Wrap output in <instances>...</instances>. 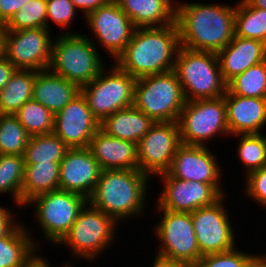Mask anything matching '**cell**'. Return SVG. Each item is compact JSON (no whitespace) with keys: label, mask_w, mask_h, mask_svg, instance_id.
<instances>
[{"label":"cell","mask_w":266,"mask_h":267,"mask_svg":"<svg viewBox=\"0 0 266 267\" xmlns=\"http://www.w3.org/2000/svg\"><path fill=\"white\" fill-rule=\"evenodd\" d=\"M179 1H176L175 22L179 29L180 46L217 53L232 41L236 2L231 5L215 1L213 4L211 1Z\"/></svg>","instance_id":"obj_1"},{"label":"cell","mask_w":266,"mask_h":267,"mask_svg":"<svg viewBox=\"0 0 266 267\" xmlns=\"http://www.w3.org/2000/svg\"><path fill=\"white\" fill-rule=\"evenodd\" d=\"M152 181L154 179L140 170H102L87 200L94 208L113 217L123 226L122 223L126 224V220L129 221L132 218L139 220L146 216L147 200H151V198L148 199L150 197L148 191L151 192L153 188L150 187Z\"/></svg>","instance_id":"obj_2"},{"label":"cell","mask_w":266,"mask_h":267,"mask_svg":"<svg viewBox=\"0 0 266 267\" xmlns=\"http://www.w3.org/2000/svg\"><path fill=\"white\" fill-rule=\"evenodd\" d=\"M180 48L176 24L136 28L132 39L114 63L135 79L174 70Z\"/></svg>","instance_id":"obj_3"},{"label":"cell","mask_w":266,"mask_h":267,"mask_svg":"<svg viewBox=\"0 0 266 267\" xmlns=\"http://www.w3.org/2000/svg\"><path fill=\"white\" fill-rule=\"evenodd\" d=\"M120 224L111 216H108L99 209L94 208L88 202L80 210L77 219L55 245L57 248L66 246L69 257L73 259L86 260L92 265L99 261L102 254H107V249L114 246L117 241V229ZM111 245V247H109ZM106 250V251H105Z\"/></svg>","instance_id":"obj_4"},{"label":"cell","mask_w":266,"mask_h":267,"mask_svg":"<svg viewBox=\"0 0 266 267\" xmlns=\"http://www.w3.org/2000/svg\"><path fill=\"white\" fill-rule=\"evenodd\" d=\"M83 33L58 34L52 41L48 70L78 85L92 82L106 67L102 52Z\"/></svg>","instance_id":"obj_5"},{"label":"cell","mask_w":266,"mask_h":267,"mask_svg":"<svg viewBox=\"0 0 266 267\" xmlns=\"http://www.w3.org/2000/svg\"><path fill=\"white\" fill-rule=\"evenodd\" d=\"M87 202L88 200L84 196L61 189L40 194L29 201L24 209L30 208L29 206L33 207L31 213L35 214L32 218H36L37 232L41 230L43 233L40 238L33 236V233L30 232L35 246L39 248L42 243L44 245L48 243L49 246L53 243L52 245L55 247L69 231ZM41 239H43L42 243Z\"/></svg>","instance_id":"obj_6"},{"label":"cell","mask_w":266,"mask_h":267,"mask_svg":"<svg viewBox=\"0 0 266 267\" xmlns=\"http://www.w3.org/2000/svg\"><path fill=\"white\" fill-rule=\"evenodd\" d=\"M174 71L186 101L220 98L226 93L217 54L180 46Z\"/></svg>","instance_id":"obj_7"},{"label":"cell","mask_w":266,"mask_h":267,"mask_svg":"<svg viewBox=\"0 0 266 267\" xmlns=\"http://www.w3.org/2000/svg\"><path fill=\"white\" fill-rule=\"evenodd\" d=\"M185 103L174 70L136 79L134 106L155 122H177Z\"/></svg>","instance_id":"obj_8"},{"label":"cell","mask_w":266,"mask_h":267,"mask_svg":"<svg viewBox=\"0 0 266 267\" xmlns=\"http://www.w3.org/2000/svg\"><path fill=\"white\" fill-rule=\"evenodd\" d=\"M177 122L183 144L208 146L217 136H230L224 96L186 101Z\"/></svg>","instance_id":"obj_9"},{"label":"cell","mask_w":266,"mask_h":267,"mask_svg":"<svg viewBox=\"0 0 266 267\" xmlns=\"http://www.w3.org/2000/svg\"><path fill=\"white\" fill-rule=\"evenodd\" d=\"M109 65L92 82L81 87L93 116L99 122L134 105L136 79L114 62Z\"/></svg>","instance_id":"obj_10"},{"label":"cell","mask_w":266,"mask_h":267,"mask_svg":"<svg viewBox=\"0 0 266 267\" xmlns=\"http://www.w3.org/2000/svg\"><path fill=\"white\" fill-rule=\"evenodd\" d=\"M154 211L159 215V221L153 224L151 232L160 242L154 256L197 264L203 255L197 244L191 213Z\"/></svg>","instance_id":"obj_11"},{"label":"cell","mask_w":266,"mask_h":267,"mask_svg":"<svg viewBox=\"0 0 266 267\" xmlns=\"http://www.w3.org/2000/svg\"><path fill=\"white\" fill-rule=\"evenodd\" d=\"M227 198L228 196L223 195L214 204L191 213L197 244L202 255L225 252L239 246L236 240L240 242L241 239H237V229L233 227L235 223L231 222L233 218L226 206V200H229Z\"/></svg>","instance_id":"obj_12"},{"label":"cell","mask_w":266,"mask_h":267,"mask_svg":"<svg viewBox=\"0 0 266 267\" xmlns=\"http://www.w3.org/2000/svg\"><path fill=\"white\" fill-rule=\"evenodd\" d=\"M84 19V24L88 25L87 29L93 35L90 33L89 36L85 32L84 34L95 44L97 49L100 47L104 52H108L106 55L108 54L112 60L109 62H114L124 51L136 30L132 21L114 0L90 12Z\"/></svg>","instance_id":"obj_13"},{"label":"cell","mask_w":266,"mask_h":267,"mask_svg":"<svg viewBox=\"0 0 266 267\" xmlns=\"http://www.w3.org/2000/svg\"><path fill=\"white\" fill-rule=\"evenodd\" d=\"M181 144L178 122H155L137 144L139 170L152 179L166 173Z\"/></svg>","instance_id":"obj_14"},{"label":"cell","mask_w":266,"mask_h":267,"mask_svg":"<svg viewBox=\"0 0 266 267\" xmlns=\"http://www.w3.org/2000/svg\"><path fill=\"white\" fill-rule=\"evenodd\" d=\"M47 28L6 31L4 56L16 69L48 70L52 37Z\"/></svg>","instance_id":"obj_15"},{"label":"cell","mask_w":266,"mask_h":267,"mask_svg":"<svg viewBox=\"0 0 266 267\" xmlns=\"http://www.w3.org/2000/svg\"><path fill=\"white\" fill-rule=\"evenodd\" d=\"M210 149L208 146L182 143L176 150L167 173L180 180L211 184L222 196L228 195L222 184L223 166L217 161V154Z\"/></svg>","instance_id":"obj_16"},{"label":"cell","mask_w":266,"mask_h":267,"mask_svg":"<svg viewBox=\"0 0 266 267\" xmlns=\"http://www.w3.org/2000/svg\"><path fill=\"white\" fill-rule=\"evenodd\" d=\"M156 177L159 179L158 183H163V190L156 194L153 206H156L155 209L192 213L201 207L214 204L222 197L211 184L180 180L171 177L167 172Z\"/></svg>","instance_id":"obj_17"},{"label":"cell","mask_w":266,"mask_h":267,"mask_svg":"<svg viewBox=\"0 0 266 267\" xmlns=\"http://www.w3.org/2000/svg\"><path fill=\"white\" fill-rule=\"evenodd\" d=\"M99 126L100 122L93 116L80 91L54 115L53 133L69 148L88 147Z\"/></svg>","instance_id":"obj_18"},{"label":"cell","mask_w":266,"mask_h":267,"mask_svg":"<svg viewBox=\"0 0 266 267\" xmlns=\"http://www.w3.org/2000/svg\"><path fill=\"white\" fill-rule=\"evenodd\" d=\"M101 171L88 147L69 148L60 162L59 189L80 194L88 199Z\"/></svg>","instance_id":"obj_19"},{"label":"cell","mask_w":266,"mask_h":267,"mask_svg":"<svg viewBox=\"0 0 266 267\" xmlns=\"http://www.w3.org/2000/svg\"><path fill=\"white\" fill-rule=\"evenodd\" d=\"M230 137L238 134H260L266 129V99L224 95ZM263 130V131H262Z\"/></svg>","instance_id":"obj_20"},{"label":"cell","mask_w":266,"mask_h":267,"mask_svg":"<svg viewBox=\"0 0 266 267\" xmlns=\"http://www.w3.org/2000/svg\"><path fill=\"white\" fill-rule=\"evenodd\" d=\"M216 54L221 75L227 84L251 66L266 60V43L234 36L232 41Z\"/></svg>","instance_id":"obj_21"},{"label":"cell","mask_w":266,"mask_h":267,"mask_svg":"<svg viewBox=\"0 0 266 267\" xmlns=\"http://www.w3.org/2000/svg\"><path fill=\"white\" fill-rule=\"evenodd\" d=\"M88 148L102 170H139L137 144L131 141L112 137L99 128Z\"/></svg>","instance_id":"obj_22"},{"label":"cell","mask_w":266,"mask_h":267,"mask_svg":"<svg viewBox=\"0 0 266 267\" xmlns=\"http://www.w3.org/2000/svg\"><path fill=\"white\" fill-rule=\"evenodd\" d=\"M136 28L175 23L177 0H114Z\"/></svg>","instance_id":"obj_23"},{"label":"cell","mask_w":266,"mask_h":267,"mask_svg":"<svg viewBox=\"0 0 266 267\" xmlns=\"http://www.w3.org/2000/svg\"><path fill=\"white\" fill-rule=\"evenodd\" d=\"M81 88L49 70L36 72L32 99L49 109L54 115L62 110Z\"/></svg>","instance_id":"obj_24"},{"label":"cell","mask_w":266,"mask_h":267,"mask_svg":"<svg viewBox=\"0 0 266 267\" xmlns=\"http://www.w3.org/2000/svg\"><path fill=\"white\" fill-rule=\"evenodd\" d=\"M154 124L151 117L133 105L104 118L99 128L112 137L138 144Z\"/></svg>","instance_id":"obj_25"},{"label":"cell","mask_w":266,"mask_h":267,"mask_svg":"<svg viewBox=\"0 0 266 267\" xmlns=\"http://www.w3.org/2000/svg\"><path fill=\"white\" fill-rule=\"evenodd\" d=\"M60 162L25 164L21 188V207L34 197L59 189Z\"/></svg>","instance_id":"obj_26"},{"label":"cell","mask_w":266,"mask_h":267,"mask_svg":"<svg viewBox=\"0 0 266 267\" xmlns=\"http://www.w3.org/2000/svg\"><path fill=\"white\" fill-rule=\"evenodd\" d=\"M35 70L17 69L5 88L0 90V115H14L32 99Z\"/></svg>","instance_id":"obj_27"},{"label":"cell","mask_w":266,"mask_h":267,"mask_svg":"<svg viewBox=\"0 0 266 267\" xmlns=\"http://www.w3.org/2000/svg\"><path fill=\"white\" fill-rule=\"evenodd\" d=\"M29 228L20 222L6 237L0 238V267H20L37 249Z\"/></svg>","instance_id":"obj_28"},{"label":"cell","mask_w":266,"mask_h":267,"mask_svg":"<svg viewBox=\"0 0 266 267\" xmlns=\"http://www.w3.org/2000/svg\"><path fill=\"white\" fill-rule=\"evenodd\" d=\"M69 147L54 133L30 136L24 153L25 164L61 162Z\"/></svg>","instance_id":"obj_29"},{"label":"cell","mask_w":266,"mask_h":267,"mask_svg":"<svg viewBox=\"0 0 266 267\" xmlns=\"http://www.w3.org/2000/svg\"><path fill=\"white\" fill-rule=\"evenodd\" d=\"M24 171V156L0 154V196L8 194L9 197H12L14 207L19 209L21 208Z\"/></svg>","instance_id":"obj_30"},{"label":"cell","mask_w":266,"mask_h":267,"mask_svg":"<svg viewBox=\"0 0 266 267\" xmlns=\"http://www.w3.org/2000/svg\"><path fill=\"white\" fill-rule=\"evenodd\" d=\"M235 36L266 43V9L254 8L244 0H236Z\"/></svg>","instance_id":"obj_31"},{"label":"cell","mask_w":266,"mask_h":267,"mask_svg":"<svg viewBox=\"0 0 266 267\" xmlns=\"http://www.w3.org/2000/svg\"><path fill=\"white\" fill-rule=\"evenodd\" d=\"M236 156L241 167H243V177L251 172L259 170L266 165V140L264 134H238ZM243 165V166H242Z\"/></svg>","instance_id":"obj_32"},{"label":"cell","mask_w":266,"mask_h":267,"mask_svg":"<svg viewBox=\"0 0 266 267\" xmlns=\"http://www.w3.org/2000/svg\"><path fill=\"white\" fill-rule=\"evenodd\" d=\"M226 90L232 95L266 99V60L231 79Z\"/></svg>","instance_id":"obj_33"},{"label":"cell","mask_w":266,"mask_h":267,"mask_svg":"<svg viewBox=\"0 0 266 267\" xmlns=\"http://www.w3.org/2000/svg\"><path fill=\"white\" fill-rule=\"evenodd\" d=\"M30 136L53 133L54 114L31 99L14 114Z\"/></svg>","instance_id":"obj_34"},{"label":"cell","mask_w":266,"mask_h":267,"mask_svg":"<svg viewBox=\"0 0 266 267\" xmlns=\"http://www.w3.org/2000/svg\"><path fill=\"white\" fill-rule=\"evenodd\" d=\"M30 135L14 115H0V154L25 153Z\"/></svg>","instance_id":"obj_35"},{"label":"cell","mask_w":266,"mask_h":267,"mask_svg":"<svg viewBox=\"0 0 266 267\" xmlns=\"http://www.w3.org/2000/svg\"><path fill=\"white\" fill-rule=\"evenodd\" d=\"M47 0H31L24 4L4 25L6 31L47 28Z\"/></svg>","instance_id":"obj_36"},{"label":"cell","mask_w":266,"mask_h":267,"mask_svg":"<svg viewBox=\"0 0 266 267\" xmlns=\"http://www.w3.org/2000/svg\"><path fill=\"white\" fill-rule=\"evenodd\" d=\"M79 12L71 0H47L46 17L47 29L51 31L52 23L60 27L59 34H77L79 31H70ZM51 24V25H50Z\"/></svg>","instance_id":"obj_37"},{"label":"cell","mask_w":266,"mask_h":267,"mask_svg":"<svg viewBox=\"0 0 266 267\" xmlns=\"http://www.w3.org/2000/svg\"><path fill=\"white\" fill-rule=\"evenodd\" d=\"M241 249L236 246L225 252L203 255L197 263V267H245L247 260L254 253Z\"/></svg>","instance_id":"obj_38"},{"label":"cell","mask_w":266,"mask_h":267,"mask_svg":"<svg viewBox=\"0 0 266 267\" xmlns=\"http://www.w3.org/2000/svg\"><path fill=\"white\" fill-rule=\"evenodd\" d=\"M243 186L241 188V192L244 193L243 196H247V200L249 199L256 204L261 209L266 210V165H264L259 170L251 172L246 177H242ZM249 196V197H248Z\"/></svg>","instance_id":"obj_39"},{"label":"cell","mask_w":266,"mask_h":267,"mask_svg":"<svg viewBox=\"0 0 266 267\" xmlns=\"http://www.w3.org/2000/svg\"><path fill=\"white\" fill-rule=\"evenodd\" d=\"M10 209L0 205V238L6 237L20 223L17 213Z\"/></svg>","instance_id":"obj_40"},{"label":"cell","mask_w":266,"mask_h":267,"mask_svg":"<svg viewBox=\"0 0 266 267\" xmlns=\"http://www.w3.org/2000/svg\"><path fill=\"white\" fill-rule=\"evenodd\" d=\"M29 1L31 0H0V24L5 25Z\"/></svg>","instance_id":"obj_41"},{"label":"cell","mask_w":266,"mask_h":267,"mask_svg":"<svg viewBox=\"0 0 266 267\" xmlns=\"http://www.w3.org/2000/svg\"><path fill=\"white\" fill-rule=\"evenodd\" d=\"M73 5L79 13L83 14L82 18H84L92 11L97 10L99 7L105 6L111 0H71Z\"/></svg>","instance_id":"obj_42"},{"label":"cell","mask_w":266,"mask_h":267,"mask_svg":"<svg viewBox=\"0 0 266 267\" xmlns=\"http://www.w3.org/2000/svg\"><path fill=\"white\" fill-rule=\"evenodd\" d=\"M40 251V248L35 249L20 267H60L59 265L51 266L53 262L50 263L48 258L45 257V255H40L42 254V252Z\"/></svg>","instance_id":"obj_43"},{"label":"cell","mask_w":266,"mask_h":267,"mask_svg":"<svg viewBox=\"0 0 266 267\" xmlns=\"http://www.w3.org/2000/svg\"><path fill=\"white\" fill-rule=\"evenodd\" d=\"M16 70L5 56L0 59V90L5 88Z\"/></svg>","instance_id":"obj_44"},{"label":"cell","mask_w":266,"mask_h":267,"mask_svg":"<svg viewBox=\"0 0 266 267\" xmlns=\"http://www.w3.org/2000/svg\"><path fill=\"white\" fill-rule=\"evenodd\" d=\"M151 267H197V264L189 261L169 260L154 256Z\"/></svg>","instance_id":"obj_45"},{"label":"cell","mask_w":266,"mask_h":267,"mask_svg":"<svg viewBox=\"0 0 266 267\" xmlns=\"http://www.w3.org/2000/svg\"><path fill=\"white\" fill-rule=\"evenodd\" d=\"M257 252L247 260L245 267H266V251H264V254H261L262 252H259V250Z\"/></svg>","instance_id":"obj_46"},{"label":"cell","mask_w":266,"mask_h":267,"mask_svg":"<svg viewBox=\"0 0 266 267\" xmlns=\"http://www.w3.org/2000/svg\"><path fill=\"white\" fill-rule=\"evenodd\" d=\"M5 34H6L5 26L3 24H0V59L4 57Z\"/></svg>","instance_id":"obj_47"},{"label":"cell","mask_w":266,"mask_h":267,"mask_svg":"<svg viewBox=\"0 0 266 267\" xmlns=\"http://www.w3.org/2000/svg\"><path fill=\"white\" fill-rule=\"evenodd\" d=\"M249 6L259 9H266V0H244Z\"/></svg>","instance_id":"obj_48"},{"label":"cell","mask_w":266,"mask_h":267,"mask_svg":"<svg viewBox=\"0 0 266 267\" xmlns=\"http://www.w3.org/2000/svg\"><path fill=\"white\" fill-rule=\"evenodd\" d=\"M67 261L64 260L63 264H61V267H75V265H76L75 262H74V264H71L70 263L71 260H67Z\"/></svg>","instance_id":"obj_49"}]
</instances>
